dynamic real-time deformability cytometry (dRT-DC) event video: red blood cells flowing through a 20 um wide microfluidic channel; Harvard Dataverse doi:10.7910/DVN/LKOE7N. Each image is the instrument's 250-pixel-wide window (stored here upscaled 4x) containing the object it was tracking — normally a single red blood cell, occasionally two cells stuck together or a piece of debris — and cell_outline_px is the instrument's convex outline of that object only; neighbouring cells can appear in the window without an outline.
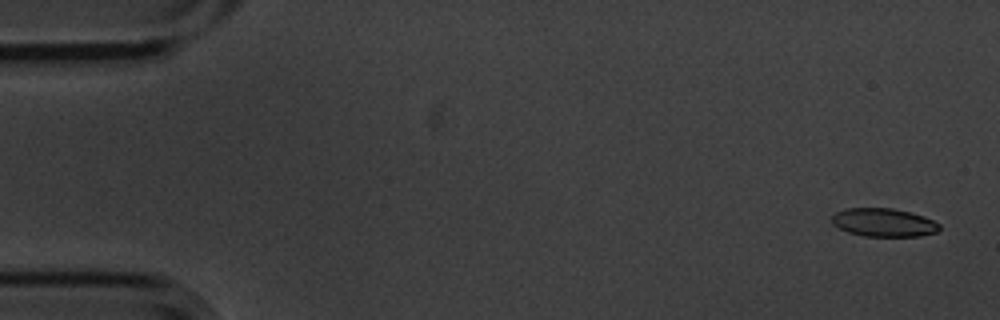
{"species": "common noctule bat (a hibernating species)", "species_latin": "Nyctalus noctula", "temperature_condition": "cold", "stored_images_in_passage": 6, "segment_of_instrument_passage": [2, 2], "camera_frame_rate_fps": 3000, "um_per_image_px": 0.085, "animal": {"sex": "male", "body_mass_g": 20.1, "forearm_length_mm": 53.5}, "frame": {"image": 1, "passage_image": 6, "time_ms": 1.667, "image_size_px": [1000, 320], "cell_outline_px": [[940, 228], [936, 232], [920, 236], [864, 236], [848, 232], [832, 224], [832, 216], [836, 212], [848, 208], [892, 208], [912, 212], [924, 216], [940, 224]], "centroid_in_image_um": [75.12, 18.91], "position_along_channel_um": 9.9, "area_um2": 17.74}}